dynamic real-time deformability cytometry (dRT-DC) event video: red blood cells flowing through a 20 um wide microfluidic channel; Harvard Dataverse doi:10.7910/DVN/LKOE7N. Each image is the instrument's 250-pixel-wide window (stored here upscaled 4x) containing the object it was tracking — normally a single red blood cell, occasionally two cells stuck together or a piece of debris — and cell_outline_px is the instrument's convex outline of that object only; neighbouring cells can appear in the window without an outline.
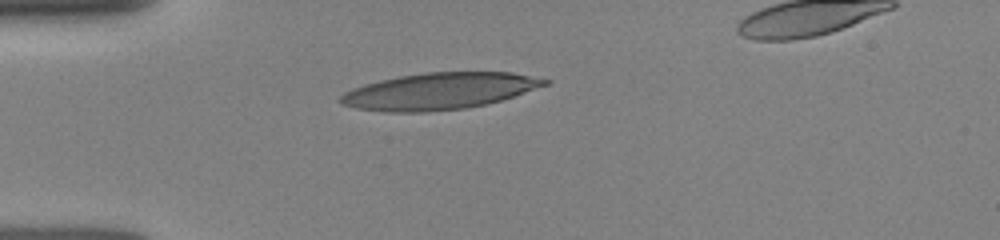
{"species": "human", "species_latin": "Homo sapiens", "temperature_condition": "room temperature", "stored_images_in_passage": 4, "camera_frame_rate_fps": 3000, "um_per_image_px": 0.085, "donor": {"sex": "female"}, "frame": {"image": 1, "passage_image": 1, "time_ms": 0.0, "image_size_px": [1000, 240], "cell_outline_px": [[552, 80], [548, 84], [500, 100], [484, 104], [464, 108], [424, 112], [384, 112], [356, 108], [340, 104], [340, 96], [344, 92], [352, 88], [364, 84], [380, 80], [400, 76], [424, 72], [512, 72]], "centroid_in_image_um": [37.29, 7.74], "position_along_channel_um": 47.7, "area_um2": 43.35}}
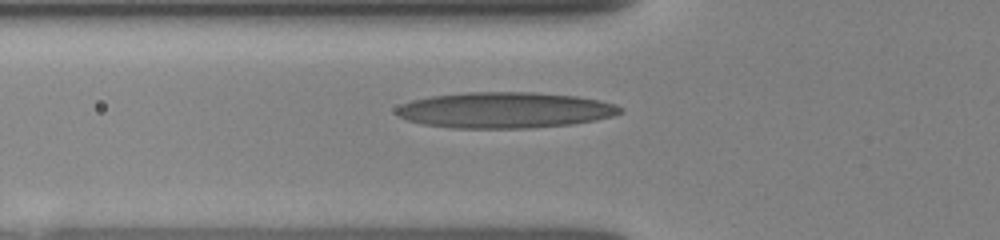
{"frame": {"image": 2, "passage_image": 3, "time_ms": 1.333, "image_size_px": [1000, 240], "cell_outline_px": [[624, 108], [620, 112], [612, 116], [596, 120], [572, 124], [524, 128], [452, 128], [424, 124], [408, 120], [400, 116], [396, 112], [396, 108], [412, 100], [432, 96], [464, 92], [536, 92], [576, 96], [596, 100], [612, 104]], "centroid_in_image_um": [42.91, 9.36], "position_along_channel_um": 82.9, "area_um2": 46.47}}